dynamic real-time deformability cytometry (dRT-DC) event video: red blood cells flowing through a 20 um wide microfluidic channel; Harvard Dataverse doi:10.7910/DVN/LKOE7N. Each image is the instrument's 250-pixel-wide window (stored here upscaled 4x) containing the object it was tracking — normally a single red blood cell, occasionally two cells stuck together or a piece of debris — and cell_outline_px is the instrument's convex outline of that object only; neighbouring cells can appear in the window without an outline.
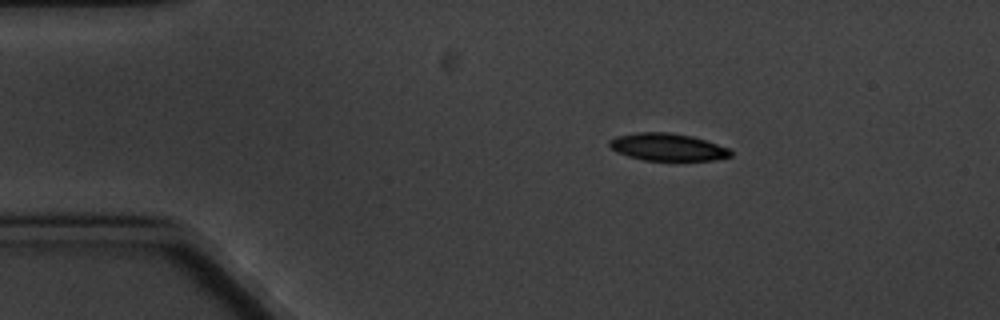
{"species": "common noctule bat (a hibernating species)", "species_latin": "Nyctalus noctula", "temperature_condition": "cold", "stored_images_in_passage": 3, "camera_frame_rate_fps": 3000, "um_per_image_px": 0.085, "animal": {"sex": "male", "body_mass_g": 20.1, "forearm_length_mm": 53.5}, "frame": {"image": 1, "passage_image": 2, "time_ms": 1.0, "image_size_px": [1000, 320], "cell_outline_px": [[732, 156], [712, 160], [644, 160], [628, 156], [616, 152], [608, 144], [608, 140], [616, 136], [636, 132], [668, 132], [692, 136], [728, 148], [732, 152]], "centroid_in_image_um": [56.7, 12.49], "position_along_channel_um": 28.3, "area_um2": 19.25}}